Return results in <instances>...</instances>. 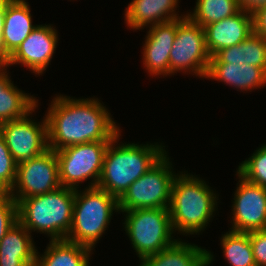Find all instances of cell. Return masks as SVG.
<instances>
[{
  "label": "cell",
  "mask_w": 266,
  "mask_h": 266,
  "mask_svg": "<svg viewBox=\"0 0 266 266\" xmlns=\"http://www.w3.org/2000/svg\"><path fill=\"white\" fill-rule=\"evenodd\" d=\"M47 111L48 145L54 151L77 144L111 141L121 133L98 98L57 95Z\"/></svg>",
  "instance_id": "6da1fadb"
},
{
  "label": "cell",
  "mask_w": 266,
  "mask_h": 266,
  "mask_svg": "<svg viewBox=\"0 0 266 266\" xmlns=\"http://www.w3.org/2000/svg\"><path fill=\"white\" fill-rule=\"evenodd\" d=\"M119 133L106 148L98 188L119 199L129 186L152 168L167 152L154 144H116ZM164 147V148H163Z\"/></svg>",
  "instance_id": "7a4b0ae2"
},
{
  "label": "cell",
  "mask_w": 266,
  "mask_h": 266,
  "mask_svg": "<svg viewBox=\"0 0 266 266\" xmlns=\"http://www.w3.org/2000/svg\"><path fill=\"white\" fill-rule=\"evenodd\" d=\"M217 200V194L203 179L177 173L168 207L174 233L197 235L204 231L217 210Z\"/></svg>",
  "instance_id": "3957f363"
},
{
  "label": "cell",
  "mask_w": 266,
  "mask_h": 266,
  "mask_svg": "<svg viewBox=\"0 0 266 266\" xmlns=\"http://www.w3.org/2000/svg\"><path fill=\"white\" fill-rule=\"evenodd\" d=\"M18 221L30 232L48 234L50 240H65L72 226L75 189L59 187L51 192L14 199Z\"/></svg>",
  "instance_id": "277c9868"
},
{
  "label": "cell",
  "mask_w": 266,
  "mask_h": 266,
  "mask_svg": "<svg viewBox=\"0 0 266 266\" xmlns=\"http://www.w3.org/2000/svg\"><path fill=\"white\" fill-rule=\"evenodd\" d=\"M113 211L119 212L118 199L105 190L75 189L72 226L65 240L94 249L110 225Z\"/></svg>",
  "instance_id": "5b68a950"
},
{
  "label": "cell",
  "mask_w": 266,
  "mask_h": 266,
  "mask_svg": "<svg viewBox=\"0 0 266 266\" xmlns=\"http://www.w3.org/2000/svg\"><path fill=\"white\" fill-rule=\"evenodd\" d=\"M126 213L124 227L139 260L174 244V230L168 208L135 209Z\"/></svg>",
  "instance_id": "8992f818"
},
{
  "label": "cell",
  "mask_w": 266,
  "mask_h": 266,
  "mask_svg": "<svg viewBox=\"0 0 266 266\" xmlns=\"http://www.w3.org/2000/svg\"><path fill=\"white\" fill-rule=\"evenodd\" d=\"M167 153L118 199L119 211L168 208L177 176ZM172 169V170H171Z\"/></svg>",
  "instance_id": "52a82bcc"
},
{
  "label": "cell",
  "mask_w": 266,
  "mask_h": 266,
  "mask_svg": "<svg viewBox=\"0 0 266 266\" xmlns=\"http://www.w3.org/2000/svg\"><path fill=\"white\" fill-rule=\"evenodd\" d=\"M110 142L77 144L55 151L61 186L78 189L80 183L92 179L88 188L97 187L104 154Z\"/></svg>",
  "instance_id": "ba28073f"
},
{
  "label": "cell",
  "mask_w": 266,
  "mask_h": 266,
  "mask_svg": "<svg viewBox=\"0 0 266 266\" xmlns=\"http://www.w3.org/2000/svg\"><path fill=\"white\" fill-rule=\"evenodd\" d=\"M204 29L187 16L178 19V27L169 57V75L179 71L204 78L209 66ZM193 72V73H192Z\"/></svg>",
  "instance_id": "9c48e42d"
},
{
  "label": "cell",
  "mask_w": 266,
  "mask_h": 266,
  "mask_svg": "<svg viewBox=\"0 0 266 266\" xmlns=\"http://www.w3.org/2000/svg\"><path fill=\"white\" fill-rule=\"evenodd\" d=\"M59 187L57 155L49 148L36 157L18 163L15 184L9 193L13 199H24Z\"/></svg>",
  "instance_id": "30bf717a"
},
{
  "label": "cell",
  "mask_w": 266,
  "mask_h": 266,
  "mask_svg": "<svg viewBox=\"0 0 266 266\" xmlns=\"http://www.w3.org/2000/svg\"><path fill=\"white\" fill-rule=\"evenodd\" d=\"M36 108L37 106L23 118L0 124V133L17 163L36 157L49 149L46 117L41 124L31 120L30 115Z\"/></svg>",
  "instance_id": "8fae6325"
},
{
  "label": "cell",
  "mask_w": 266,
  "mask_h": 266,
  "mask_svg": "<svg viewBox=\"0 0 266 266\" xmlns=\"http://www.w3.org/2000/svg\"><path fill=\"white\" fill-rule=\"evenodd\" d=\"M239 178L232 205L231 231L248 233L266 229V188Z\"/></svg>",
  "instance_id": "7c38bea8"
},
{
  "label": "cell",
  "mask_w": 266,
  "mask_h": 266,
  "mask_svg": "<svg viewBox=\"0 0 266 266\" xmlns=\"http://www.w3.org/2000/svg\"><path fill=\"white\" fill-rule=\"evenodd\" d=\"M56 27L51 24L36 25V28L21 43L18 49L4 62V68L22 64L32 73L42 75L52 60L58 45Z\"/></svg>",
  "instance_id": "4fadbf2b"
},
{
  "label": "cell",
  "mask_w": 266,
  "mask_h": 266,
  "mask_svg": "<svg viewBox=\"0 0 266 266\" xmlns=\"http://www.w3.org/2000/svg\"><path fill=\"white\" fill-rule=\"evenodd\" d=\"M178 19L149 26L143 45V65L153 76L169 75V57Z\"/></svg>",
  "instance_id": "5bb4252c"
},
{
  "label": "cell",
  "mask_w": 266,
  "mask_h": 266,
  "mask_svg": "<svg viewBox=\"0 0 266 266\" xmlns=\"http://www.w3.org/2000/svg\"><path fill=\"white\" fill-rule=\"evenodd\" d=\"M210 56L238 45L254 33L253 14L240 10L235 15L203 27Z\"/></svg>",
  "instance_id": "9a60e30c"
},
{
  "label": "cell",
  "mask_w": 266,
  "mask_h": 266,
  "mask_svg": "<svg viewBox=\"0 0 266 266\" xmlns=\"http://www.w3.org/2000/svg\"><path fill=\"white\" fill-rule=\"evenodd\" d=\"M31 17V10L26 0H12L8 4L0 41V57L4 61L18 49L36 28L32 24Z\"/></svg>",
  "instance_id": "2e32d148"
},
{
  "label": "cell",
  "mask_w": 266,
  "mask_h": 266,
  "mask_svg": "<svg viewBox=\"0 0 266 266\" xmlns=\"http://www.w3.org/2000/svg\"><path fill=\"white\" fill-rule=\"evenodd\" d=\"M179 0H132L125 10L127 27L144 29L159 23L183 18L176 12ZM177 13V14H176ZM148 25V26H147Z\"/></svg>",
  "instance_id": "e0dca14e"
},
{
  "label": "cell",
  "mask_w": 266,
  "mask_h": 266,
  "mask_svg": "<svg viewBox=\"0 0 266 266\" xmlns=\"http://www.w3.org/2000/svg\"><path fill=\"white\" fill-rule=\"evenodd\" d=\"M205 78L221 81L246 92L266 86V72L255 65L209 62Z\"/></svg>",
  "instance_id": "ac0fdd59"
},
{
  "label": "cell",
  "mask_w": 266,
  "mask_h": 266,
  "mask_svg": "<svg viewBox=\"0 0 266 266\" xmlns=\"http://www.w3.org/2000/svg\"><path fill=\"white\" fill-rule=\"evenodd\" d=\"M33 242L31 233L17 221L0 240V266H35Z\"/></svg>",
  "instance_id": "d6986e66"
},
{
  "label": "cell",
  "mask_w": 266,
  "mask_h": 266,
  "mask_svg": "<svg viewBox=\"0 0 266 266\" xmlns=\"http://www.w3.org/2000/svg\"><path fill=\"white\" fill-rule=\"evenodd\" d=\"M179 240L168 248L143 258L139 266H209L214 260L211 251Z\"/></svg>",
  "instance_id": "ffe728a7"
},
{
  "label": "cell",
  "mask_w": 266,
  "mask_h": 266,
  "mask_svg": "<svg viewBox=\"0 0 266 266\" xmlns=\"http://www.w3.org/2000/svg\"><path fill=\"white\" fill-rule=\"evenodd\" d=\"M6 70L0 66V124L23 118L38 106V99L14 86Z\"/></svg>",
  "instance_id": "44dd1931"
},
{
  "label": "cell",
  "mask_w": 266,
  "mask_h": 266,
  "mask_svg": "<svg viewBox=\"0 0 266 266\" xmlns=\"http://www.w3.org/2000/svg\"><path fill=\"white\" fill-rule=\"evenodd\" d=\"M210 62L255 65L266 72V38L254 32L238 45L216 52Z\"/></svg>",
  "instance_id": "7402d4cb"
},
{
  "label": "cell",
  "mask_w": 266,
  "mask_h": 266,
  "mask_svg": "<svg viewBox=\"0 0 266 266\" xmlns=\"http://www.w3.org/2000/svg\"><path fill=\"white\" fill-rule=\"evenodd\" d=\"M92 250L67 240H50L44 255L36 253L35 266H89Z\"/></svg>",
  "instance_id": "603a6c76"
},
{
  "label": "cell",
  "mask_w": 266,
  "mask_h": 266,
  "mask_svg": "<svg viewBox=\"0 0 266 266\" xmlns=\"http://www.w3.org/2000/svg\"><path fill=\"white\" fill-rule=\"evenodd\" d=\"M220 240L223 256L230 266H256L249 232L229 230Z\"/></svg>",
  "instance_id": "cb8c5ba5"
},
{
  "label": "cell",
  "mask_w": 266,
  "mask_h": 266,
  "mask_svg": "<svg viewBox=\"0 0 266 266\" xmlns=\"http://www.w3.org/2000/svg\"><path fill=\"white\" fill-rule=\"evenodd\" d=\"M239 11L237 0H197L193 13H186V16L203 28Z\"/></svg>",
  "instance_id": "d4e9b609"
},
{
  "label": "cell",
  "mask_w": 266,
  "mask_h": 266,
  "mask_svg": "<svg viewBox=\"0 0 266 266\" xmlns=\"http://www.w3.org/2000/svg\"><path fill=\"white\" fill-rule=\"evenodd\" d=\"M237 173L248 182L266 188V144L242 161L237 168Z\"/></svg>",
  "instance_id": "484cf974"
},
{
  "label": "cell",
  "mask_w": 266,
  "mask_h": 266,
  "mask_svg": "<svg viewBox=\"0 0 266 266\" xmlns=\"http://www.w3.org/2000/svg\"><path fill=\"white\" fill-rule=\"evenodd\" d=\"M17 165L0 133V192L9 193L14 186Z\"/></svg>",
  "instance_id": "4316f807"
},
{
  "label": "cell",
  "mask_w": 266,
  "mask_h": 266,
  "mask_svg": "<svg viewBox=\"0 0 266 266\" xmlns=\"http://www.w3.org/2000/svg\"><path fill=\"white\" fill-rule=\"evenodd\" d=\"M17 221L16 201L10 193L0 192V240Z\"/></svg>",
  "instance_id": "83f0119b"
},
{
  "label": "cell",
  "mask_w": 266,
  "mask_h": 266,
  "mask_svg": "<svg viewBox=\"0 0 266 266\" xmlns=\"http://www.w3.org/2000/svg\"><path fill=\"white\" fill-rule=\"evenodd\" d=\"M256 266H266V229L249 232Z\"/></svg>",
  "instance_id": "f1b7e54d"
},
{
  "label": "cell",
  "mask_w": 266,
  "mask_h": 266,
  "mask_svg": "<svg viewBox=\"0 0 266 266\" xmlns=\"http://www.w3.org/2000/svg\"><path fill=\"white\" fill-rule=\"evenodd\" d=\"M254 32L266 38V6L253 13Z\"/></svg>",
  "instance_id": "f546056e"
},
{
  "label": "cell",
  "mask_w": 266,
  "mask_h": 266,
  "mask_svg": "<svg viewBox=\"0 0 266 266\" xmlns=\"http://www.w3.org/2000/svg\"><path fill=\"white\" fill-rule=\"evenodd\" d=\"M237 4L240 10L253 14L266 6V0H237Z\"/></svg>",
  "instance_id": "4dcf8cb0"
},
{
  "label": "cell",
  "mask_w": 266,
  "mask_h": 266,
  "mask_svg": "<svg viewBox=\"0 0 266 266\" xmlns=\"http://www.w3.org/2000/svg\"><path fill=\"white\" fill-rule=\"evenodd\" d=\"M5 13H6V9H0V41H1V36L3 33ZM4 62L5 61L0 57V66H2Z\"/></svg>",
  "instance_id": "1f68e13d"
},
{
  "label": "cell",
  "mask_w": 266,
  "mask_h": 266,
  "mask_svg": "<svg viewBox=\"0 0 266 266\" xmlns=\"http://www.w3.org/2000/svg\"><path fill=\"white\" fill-rule=\"evenodd\" d=\"M12 0H0V9H6Z\"/></svg>",
  "instance_id": "d6a6232c"
}]
</instances>
